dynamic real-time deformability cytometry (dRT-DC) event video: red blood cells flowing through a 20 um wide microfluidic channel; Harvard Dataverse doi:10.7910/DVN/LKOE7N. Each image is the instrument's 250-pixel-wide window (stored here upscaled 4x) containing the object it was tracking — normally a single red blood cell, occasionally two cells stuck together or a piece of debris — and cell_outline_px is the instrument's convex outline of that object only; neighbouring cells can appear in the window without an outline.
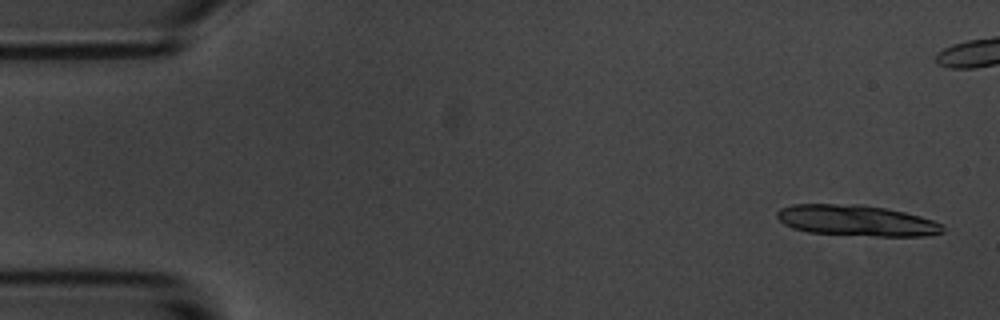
{"species": "common noctule bat (a hibernating species)", "species_latin": "Nyctalus noctula", "temperature_condition": "room temperature", "stored_images_in_passage": 5, "camera_frame_rate_fps": 3000, "um_per_image_px": 0.085, "animal": {"sex": "male", "body_mass_g": 20.1, "forearm_length_mm": 53.5}, "frame": {"image": 1, "passage_image": 1, "time_ms": 0.0, "image_size_px": [1000, 320], "cell_outline_px": [[944, 232], [924, 236], [876, 236], [808, 232], [792, 228], [784, 224], [776, 216], [776, 212], [780, 208], [792, 204], [856, 204], [884, 208], [904, 212], [920, 216], [944, 224]], "centroid_in_image_um": [72.79, 18.74], "position_along_channel_um": 12.2, "area_um2": 29.82}}